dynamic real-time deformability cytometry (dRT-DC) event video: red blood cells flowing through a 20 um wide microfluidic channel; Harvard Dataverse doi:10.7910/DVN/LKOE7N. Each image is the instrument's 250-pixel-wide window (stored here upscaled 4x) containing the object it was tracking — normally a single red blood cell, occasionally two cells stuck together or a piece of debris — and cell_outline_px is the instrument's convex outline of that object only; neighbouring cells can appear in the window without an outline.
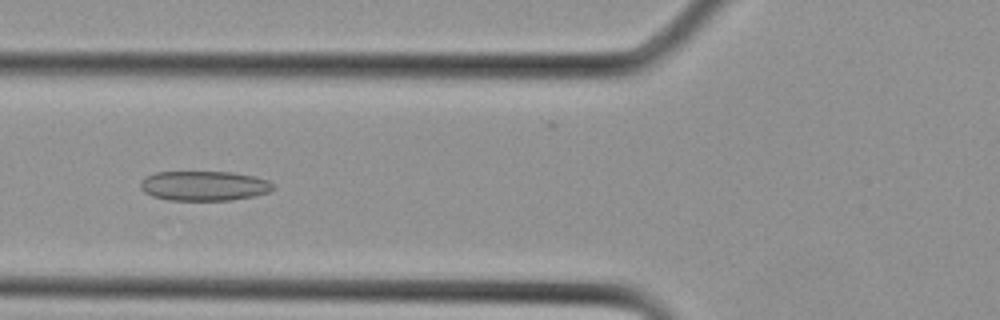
{"species": "Egyptian fruit bat (a non-hibernating species)", "species_latin": "Rousettus aegyptiacus", "temperature_condition": "cold", "stored_images_in_passage": 29, "camera_frame_rate_fps": 3000, "um_per_image_px": 0.085, "animal": {"sex": "female"}, "frame": {"image": 1, "passage_image": 10, "time_ms": 3.0, "image_size_px": [1000, 320], "cell_outline_px": [[276, 188], [268, 192], [252, 196], [232, 200], [168, 200], [152, 196], [144, 192], [140, 188], [140, 180], [156, 172], [232, 172], [256, 176], [268, 180]], "centroid_in_image_um": [17.35, 15.79], "position_along_channel_um": 108.5, "area_um2": 23.06}}
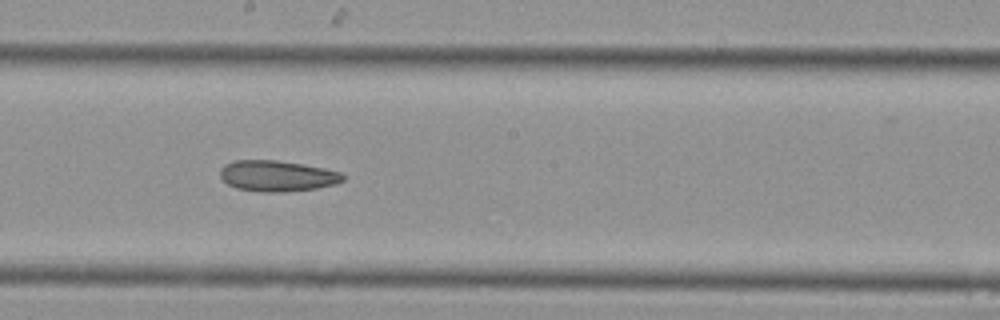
{"frame": {"image": 2, "passage_image": 15, "time_ms": 4.667, "image_size_px": [1000, 320], "cell_outline_px": [[344, 180], [336, 184], [316, 188], [284, 192], [264, 192], [236, 188], [228, 184], [220, 176], [220, 168], [224, 164], [232, 160], [276, 160], [324, 168], [340, 172], [344, 176]], "centroid_in_image_um": [23.54, 14.95], "position_along_channel_um": 224.7, "area_um2": 22.08}}
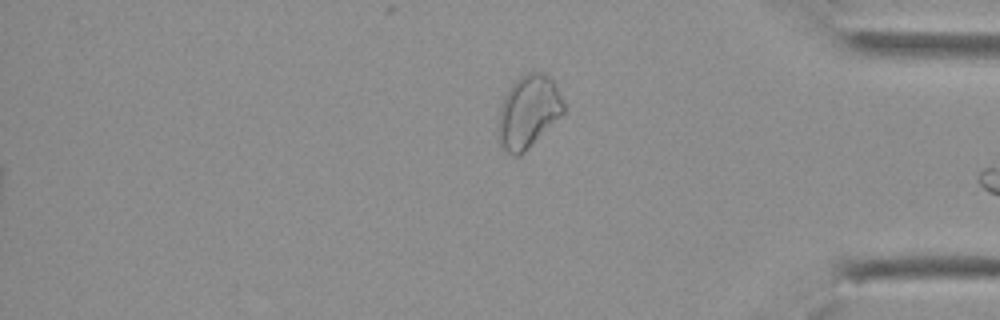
{"frame": {"image": 3, "passage_image": 29, "time_ms": 9.333, "image_size_px": [1000, 320], "cell_outline_px": [[564, 112], [520, 156], [512, 156], [500, 148], [496, 136], [496, 128], [500, 108], [504, 96], [508, 88], [520, 76], [528, 72], [540, 68], [556, 80], [564, 100]], "centroid_in_image_um": [44.89, 9.45], "position_along_channel_um": 390.3, "area_um2": 28.67}}